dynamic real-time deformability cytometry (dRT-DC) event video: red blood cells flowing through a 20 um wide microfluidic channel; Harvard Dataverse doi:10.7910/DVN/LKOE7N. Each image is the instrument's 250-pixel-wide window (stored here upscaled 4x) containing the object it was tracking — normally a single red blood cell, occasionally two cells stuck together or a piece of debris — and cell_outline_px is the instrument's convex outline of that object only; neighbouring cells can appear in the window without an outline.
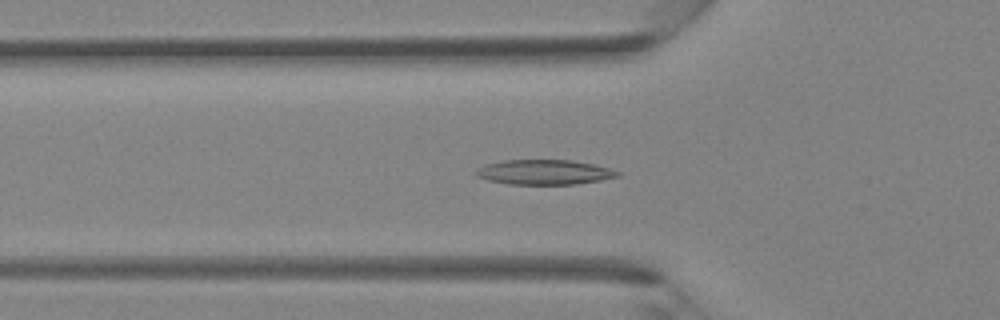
{"species": "Egyptian fruit bat (a non-hibernating species)", "species_latin": "Rousettus aegyptiacus", "temperature_condition": "room temperature", "stored_images_in_passage": 42, "segment_of_instrument_passage": [1, 2], "camera_frame_rate_fps": 3000, "um_per_image_px": 0.085, "animal": {"sex": "female"}, "frame": {"image": 1, "passage_image": 14, "time_ms": 4.333, "image_size_px": [1000, 320], "cell_outline_px": [[620, 176], [600, 180], [576, 184], [508, 184], [488, 180], [476, 176], [476, 172], [484, 164], [504, 160], [572, 160], [592, 164], [608, 168], [620, 172]], "centroid_in_image_um": [46.26, 14.63], "position_along_channel_um": 79.5, "area_um2": 20.35}}
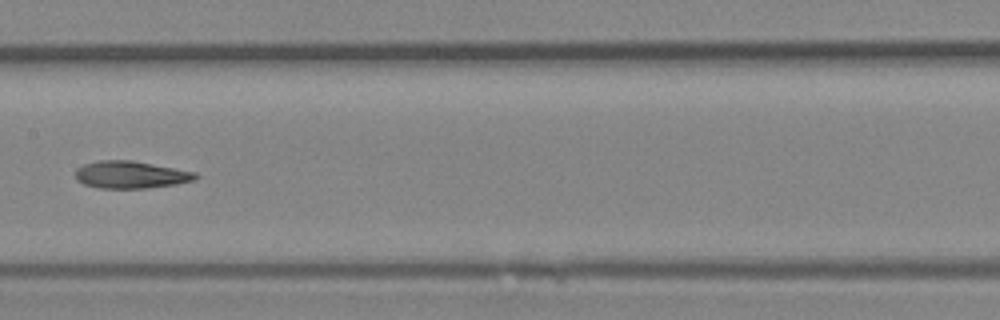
{"frame": {"image": 2, "passage_image": 21, "time_ms": 6.667, "image_size_px": [1000, 320], "cell_outline_px": [[200, 176], [196, 180], [176, 184], [144, 188], [100, 188], [84, 184], [76, 180], [76, 168], [84, 164], [100, 160], [132, 160], [196, 172]], "centroid_in_image_um": [11.13, 14.85], "position_along_channel_um": 196.3, "area_um2": 19.13}}
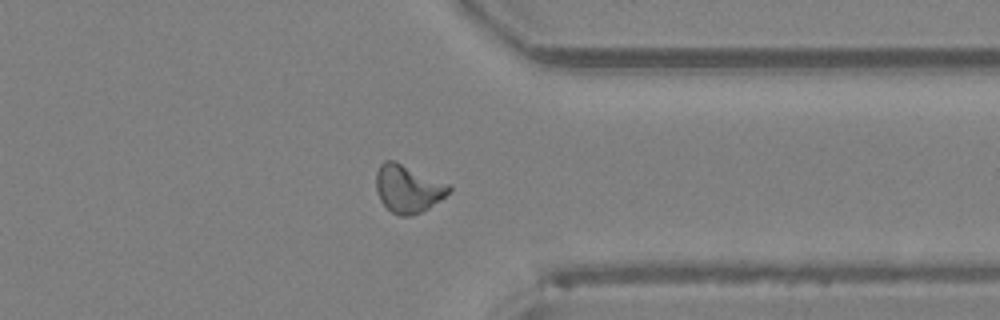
{"frame": {"image": 3, "passage_image": 32, "time_ms": 10.333, "image_size_px": [1000, 320], "cell_outline_px": [[452, 188], [444, 196], [428, 208], [420, 212], [408, 216], [400, 216], [392, 212], [380, 200], [376, 192], [376, 172], [380, 164], [384, 160], [396, 160], [448, 184]], "centroid_in_image_um": [34.63, 16.01], "position_along_channel_um": 376.8, "area_um2": 20.11}}